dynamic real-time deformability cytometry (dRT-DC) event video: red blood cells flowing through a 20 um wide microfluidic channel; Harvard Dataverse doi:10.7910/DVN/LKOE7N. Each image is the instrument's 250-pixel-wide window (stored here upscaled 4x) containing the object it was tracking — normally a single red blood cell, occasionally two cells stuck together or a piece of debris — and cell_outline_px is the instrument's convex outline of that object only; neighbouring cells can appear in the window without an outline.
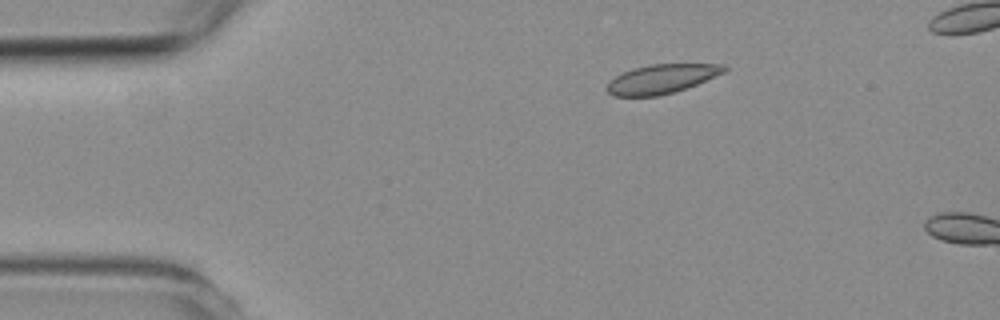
{"species": "common noctule bat (a hibernating species)", "species_latin": "Nyctalus noctula", "temperature_condition": "room temperature", "stored_images_in_passage": 4, "camera_frame_rate_fps": 3000, "um_per_image_px": 0.085, "animal": {"sex": "female", "body_mass_g": 19.3, "forearm_length_mm": 54.1}, "frame": {"image": 1, "passage_image": 4, "time_ms": 3.333, "image_size_px": [1000, 320], "cell_outline_px": [[728, 68], [724, 72], [696, 84], [672, 92], [656, 96], [612, 96], [608, 92], [608, 84], [616, 76], [632, 68], [652, 64], [724, 64]], "centroid_in_image_um": [56.24, 6.7], "position_along_channel_um": 28.8, "area_um2": 19.48}}